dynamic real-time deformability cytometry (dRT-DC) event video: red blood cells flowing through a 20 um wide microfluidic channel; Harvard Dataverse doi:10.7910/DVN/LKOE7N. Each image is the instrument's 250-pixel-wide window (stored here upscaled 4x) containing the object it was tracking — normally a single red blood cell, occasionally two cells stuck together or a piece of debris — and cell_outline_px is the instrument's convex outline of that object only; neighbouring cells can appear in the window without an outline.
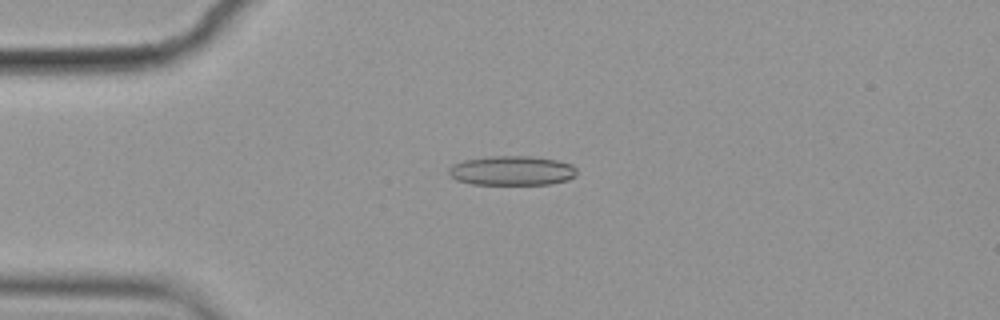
{"species": "common noctule bat (a hibernating species)", "species_latin": "Nyctalus noctula", "temperature_condition": "cold", "stored_images_in_passage": 45, "camera_frame_rate_fps": 3000, "um_per_image_px": 0.085, "animal": {"sex": "female", "body_mass_g": 19.9}, "frame": {"image": 1, "passage_image": 3, "time_ms": 0.667, "image_size_px": [1000, 320], "cell_outline_px": [[576, 176], [568, 180], [552, 184], [472, 184], [456, 180], [448, 176], [448, 168], [452, 164], [464, 160], [492, 156], [532, 156], [556, 160], [572, 164], [576, 168]], "centroid_in_image_um": [43.5, 14.51], "position_along_channel_um": 41.5, "area_um2": 22.2}}
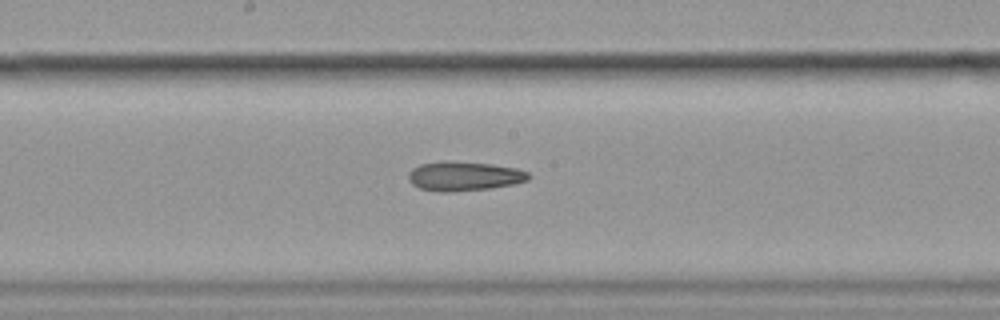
{"frame": {"image": 2, "passage_image": 19, "time_ms": 6.0, "image_size_px": [1000, 320], "cell_outline_px": [[532, 176], [528, 180], [512, 184], [492, 188], [452, 192], [440, 192], [420, 188], [412, 184], [408, 180], [408, 172], [412, 168], [420, 164], [448, 160], [492, 164], [516, 168], [528, 172]], "centroid_in_image_um": [39.43, 14.97], "position_along_channel_um": 208.8, "area_um2": 20.75}}
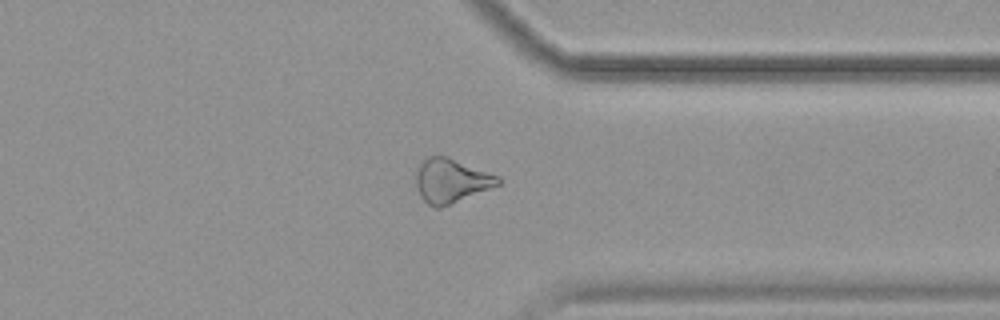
{"frame": {"image": 3, "passage_image": 33, "time_ms": 10.667, "image_size_px": [1000, 320], "cell_outline_px": [[504, 180], [500, 184], [440, 208], [436, 208], [428, 204], [420, 196], [416, 184], [416, 172], [420, 160], [428, 156], [448, 156], [500, 176]], "centroid_in_image_um": [38.34, 15.33], "position_along_channel_um": 373.1, "area_um2": 21.21}}